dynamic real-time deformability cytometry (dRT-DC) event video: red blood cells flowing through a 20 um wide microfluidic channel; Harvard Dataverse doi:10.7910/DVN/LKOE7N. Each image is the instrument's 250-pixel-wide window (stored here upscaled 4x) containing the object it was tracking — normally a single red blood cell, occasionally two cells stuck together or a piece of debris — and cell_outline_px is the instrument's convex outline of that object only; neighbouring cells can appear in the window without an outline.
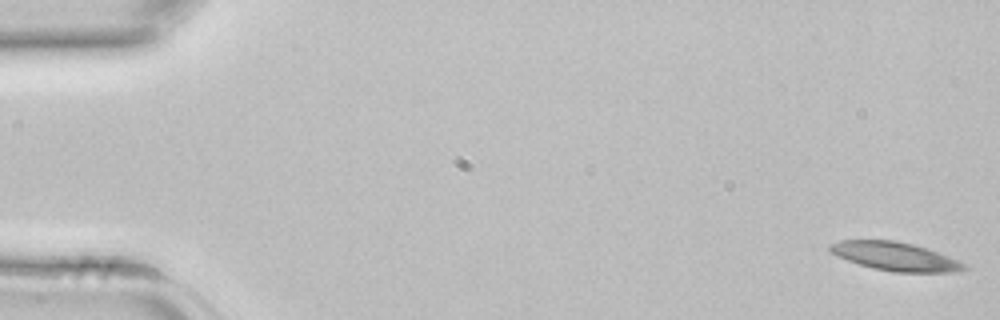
{"species": "common noctule bat (a hibernating species)", "species_latin": "Nyctalus noctula", "temperature_condition": "room temperature", "stored_images_in_passage": 43, "camera_frame_rate_fps": 3000, "um_per_image_px": 0.085, "animal": {"sex": "female", "body_mass_g": 22.7, "forearm_length_mm": 54.2}, "frame": {"image": 1, "passage_image": 1, "time_ms": 0.0, "image_size_px": [1000, 320], "cell_outline_px": [[968, 268], [956, 272], [892, 272], [872, 268], [836, 256], [828, 252], [828, 244], [840, 240], [896, 240], [912, 244], [948, 256], [968, 264]], "centroid_in_image_um": [76.06, 21.79], "position_along_channel_um": 8.9, "area_um2": 22.37}}
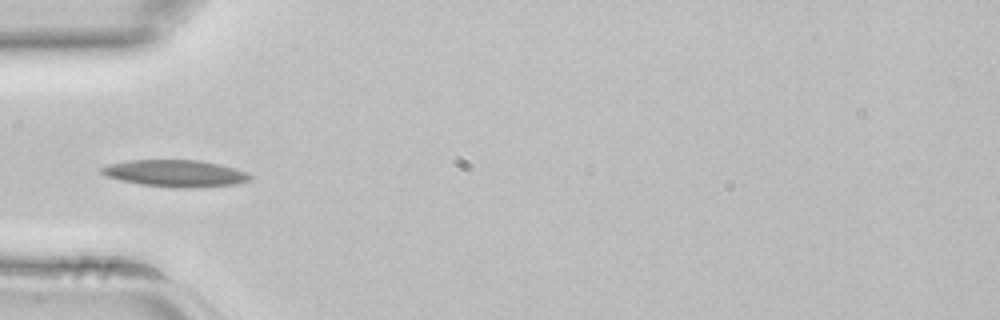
{"frame": {"image": 2, "passage_image": 14, "time_ms": 4.333, "image_size_px": [1000, 320], "cell_outline_px": [[252, 180], [236, 184], [180, 188], [176, 188], [140, 184], [120, 180], [108, 176], [100, 172], [100, 168], [108, 164], [128, 160], [200, 160], [220, 164], [248, 172], [252, 176]], "centroid_in_image_um": [14.92, 14.73], "position_along_channel_um": 70.1, "area_um2": 23.24}}
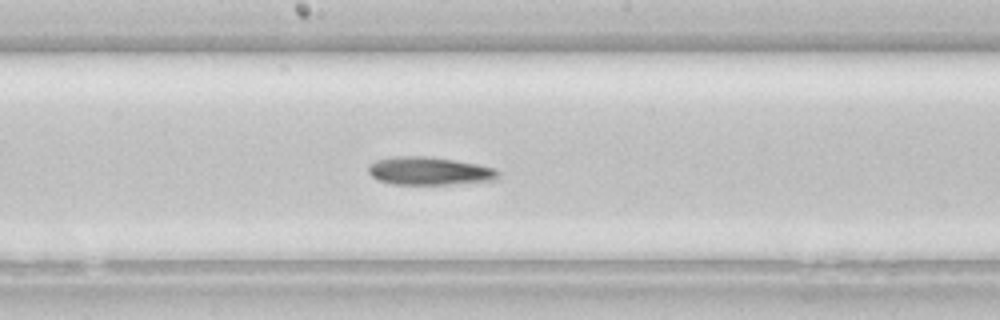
{"frame": {"image": 3, "passage_image": 23, "time_ms": 7.333, "image_size_px": [1000, 320], "cell_outline_px": [[500, 176], [496, 180], [448, 184], [392, 184], [380, 180], [372, 176], [368, 172], [368, 164], [376, 160], [396, 156], [428, 156], [480, 164], [496, 168], [500, 172]], "centroid_in_image_um": [36.53, 14.52], "position_along_channel_um": 211.7, "area_um2": 21.33}}